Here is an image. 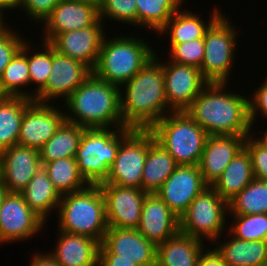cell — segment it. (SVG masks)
Masks as SVG:
<instances>
[{"label": "cell", "instance_id": "1", "mask_svg": "<svg viewBox=\"0 0 267 266\" xmlns=\"http://www.w3.org/2000/svg\"><path fill=\"white\" fill-rule=\"evenodd\" d=\"M157 56L156 52L132 79L120 87V108L125 127L150 130L172 112L165 95L162 60Z\"/></svg>", "mask_w": 267, "mask_h": 266}, {"label": "cell", "instance_id": "2", "mask_svg": "<svg viewBox=\"0 0 267 266\" xmlns=\"http://www.w3.org/2000/svg\"><path fill=\"white\" fill-rule=\"evenodd\" d=\"M227 83H208L185 110L209 136L252 134L248 97L226 91Z\"/></svg>", "mask_w": 267, "mask_h": 266}, {"label": "cell", "instance_id": "3", "mask_svg": "<svg viewBox=\"0 0 267 266\" xmlns=\"http://www.w3.org/2000/svg\"><path fill=\"white\" fill-rule=\"evenodd\" d=\"M63 103L65 120L70 123L84 128L125 127L120 108V87L97 78L93 73Z\"/></svg>", "mask_w": 267, "mask_h": 266}, {"label": "cell", "instance_id": "4", "mask_svg": "<svg viewBox=\"0 0 267 266\" xmlns=\"http://www.w3.org/2000/svg\"><path fill=\"white\" fill-rule=\"evenodd\" d=\"M106 37L93 74L118 87L132 79L155 56L151 44L139 36Z\"/></svg>", "mask_w": 267, "mask_h": 266}, {"label": "cell", "instance_id": "5", "mask_svg": "<svg viewBox=\"0 0 267 266\" xmlns=\"http://www.w3.org/2000/svg\"><path fill=\"white\" fill-rule=\"evenodd\" d=\"M58 229L90 237L100 244L108 230L104 198L99 185L61 196Z\"/></svg>", "mask_w": 267, "mask_h": 266}, {"label": "cell", "instance_id": "6", "mask_svg": "<svg viewBox=\"0 0 267 266\" xmlns=\"http://www.w3.org/2000/svg\"><path fill=\"white\" fill-rule=\"evenodd\" d=\"M129 127L85 128L75 160L79 172L90 185L104 182L110 173L121 142L133 131Z\"/></svg>", "mask_w": 267, "mask_h": 266}, {"label": "cell", "instance_id": "7", "mask_svg": "<svg viewBox=\"0 0 267 266\" xmlns=\"http://www.w3.org/2000/svg\"><path fill=\"white\" fill-rule=\"evenodd\" d=\"M150 131L178 165H198L209 136L186 111L166 114Z\"/></svg>", "mask_w": 267, "mask_h": 266}, {"label": "cell", "instance_id": "8", "mask_svg": "<svg viewBox=\"0 0 267 266\" xmlns=\"http://www.w3.org/2000/svg\"><path fill=\"white\" fill-rule=\"evenodd\" d=\"M228 17L221 14L204 35V58L200 67L208 83H228L233 69L237 30Z\"/></svg>", "mask_w": 267, "mask_h": 266}, {"label": "cell", "instance_id": "9", "mask_svg": "<svg viewBox=\"0 0 267 266\" xmlns=\"http://www.w3.org/2000/svg\"><path fill=\"white\" fill-rule=\"evenodd\" d=\"M228 212V203L208 185L179 218L180 232L211 243L220 240L225 231L223 229L226 227Z\"/></svg>", "mask_w": 267, "mask_h": 266}, {"label": "cell", "instance_id": "10", "mask_svg": "<svg viewBox=\"0 0 267 266\" xmlns=\"http://www.w3.org/2000/svg\"><path fill=\"white\" fill-rule=\"evenodd\" d=\"M154 139L150 130L134 129L121 142L109 176L102 183L141 189L145 160Z\"/></svg>", "mask_w": 267, "mask_h": 266}, {"label": "cell", "instance_id": "11", "mask_svg": "<svg viewBox=\"0 0 267 266\" xmlns=\"http://www.w3.org/2000/svg\"><path fill=\"white\" fill-rule=\"evenodd\" d=\"M45 224L20 193H8L0 207V244L32 239Z\"/></svg>", "mask_w": 267, "mask_h": 266}, {"label": "cell", "instance_id": "12", "mask_svg": "<svg viewBox=\"0 0 267 266\" xmlns=\"http://www.w3.org/2000/svg\"><path fill=\"white\" fill-rule=\"evenodd\" d=\"M108 227L137 229L148 192L132 187L100 183Z\"/></svg>", "mask_w": 267, "mask_h": 266}, {"label": "cell", "instance_id": "13", "mask_svg": "<svg viewBox=\"0 0 267 266\" xmlns=\"http://www.w3.org/2000/svg\"><path fill=\"white\" fill-rule=\"evenodd\" d=\"M50 71L45 87L35 96L37 102L65 101L93 73L89 66L58 53L53 46Z\"/></svg>", "mask_w": 267, "mask_h": 266}, {"label": "cell", "instance_id": "14", "mask_svg": "<svg viewBox=\"0 0 267 266\" xmlns=\"http://www.w3.org/2000/svg\"><path fill=\"white\" fill-rule=\"evenodd\" d=\"M162 65L168 108L171 111H185L208 82L198 67L172 61H162Z\"/></svg>", "mask_w": 267, "mask_h": 266}, {"label": "cell", "instance_id": "15", "mask_svg": "<svg viewBox=\"0 0 267 266\" xmlns=\"http://www.w3.org/2000/svg\"><path fill=\"white\" fill-rule=\"evenodd\" d=\"M51 103L32 101L24 111L18 145L40 149L65 121V111ZM62 109V110H61Z\"/></svg>", "mask_w": 267, "mask_h": 266}, {"label": "cell", "instance_id": "16", "mask_svg": "<svg viewBox=\"0 0 267 266\" xmlns=\"http://www.w3.org/2000/svg\"><path fill=\"white\" fill-rule=\"evenodd\" d=\"M207 186L198 165H179L155 193L180 218Z\"/></svg>", "mask_w": 267, "mask_h": 266}, {"label": "cell", "instance_id": "17", "mask_svg": "<svg viewBox=\"0 0 267 266\" xmlns=\"http://www.w3.org/2000/svg\"><path fill=\"white\" fill-rule=\"evenodd\" d=\"M102 22L99 19L90 27L59 33L50 44L58 53L81 61L93 70L106 35Z\"/></svg>", "mask_w": 267, "mask_h": 266}, {"label": "cell", "instance_id": "18", "mask_svg": "<svg viewBox=\"0 0 267 266\" xmlns=\"http://www.w3.org/2000/svg\"><path fill=\"white\" fill-rule=\"evenodd\" d=\"M42 167L39 150L13 145L0 152V179L9 193H20Z\"/></svg>", "mask_w": 267, "mask_h": 266}, {"label": "cell", "instance_id": "19", "mask_svg": "<svg viewBox=\"0 0 267 266\" xmlns=\"http://www.w3.org/2000/svg\"><path fill=\"white\" fill-rule=\"evenodd\" d=\"M99 9L77 0H60L43 21V40L51 42L59 33L70 32L94 25L99 20Z\"/></svg>", "mask_w": 267, "mask_h": 266}, {"label": "cell", "instance_id": "20", "mask_svg": "<svg viewBox=\"0 0 267 266\" xmlns=\"http://www.w3.org/2000/svg\"><path fill=\"white\" fill-rule=\"evenodd\" d=\"M137 230L158 246L180 232V220L157 193H147Z\"/></svg>", "mask_w": 267, "mask_h": 266}, {"label": "cell", "instance_id": "21", "mask_svg": "<svg viewBox=\"0 0 267 266\" xmlns=\"http://www.w3.org/2000/svg\"><path fill=\"white\" fill-rule=\"evenodd\" d=\"M116 259L131 260L139 266H156L157 246L137 229L108 227L102 242Z\"/></svg>", "mask_w": 267, "mask_h": 266}, {"label": "cell", "instance_id": "22", "mask_svg": "<svg viewBox=\"0 0 267 266\" xmlns=\"http://www.w3.org/2000/svg\"><path fill=\"white\" fill-rule=\"evenodd\" d=\"M246 137L239 135L208 136L198 164L203 181L212 186L227 165L244 147Z\"/></svg>", "mask_w": 267, "mask_h": 266}, {"label": "cell", "instance_id": "23", "mask_svg": "<svg viewBox=\"0 0 267 266\" xmlns=\"http://www.w3.org/2000/svg\"><path fill=\"white\" fill-rule=\"evenodd\" d=\"M50 253L61 266H98L100 243L90 237L61 230Z\"/></svg>", "mask_w": 267, "mask_h": 266}, {"label": "cell", "instance_id": "24", "mask_svg": "<svg viewBox=\"0 0 267 266\" xmlns=\"http://www.w3.org/2000/svg\"><path fill=\"white\" fill-rule=\"evenodd\" d=\"M204 241L178 232L157 246L156 266H197Z\"/></svg>", "mask_w": 267, "mask_h": 266}, {"label": "cell", "instance_id": "25", "mask_svg": "<svg viewBox=\"0 0 267 266\" xmlns=\"http://www.w3.org/2000/svg\"><path fill=\"white\" fill-rule=\"evenodd\" d=\"M180 8L173 14L167 24L158 32V35H169V44L189 42L197 38H204L206 30L222 14L220 9L214 7L209 20H202L199 13ZM160 33V34H159Z\"/></svg>", "mask_w": 267, "mask_h": 266}, {"label": "cell", "instance_id": "26", "mask_svg": "<svg viewBox=\"0 0 267 266\" xmlns=\"http://www.w3.org/2000/svg\"><path fill=\"white\" fill-rule=\"evenodd\" d=\"M216 240L217 252L228 266H267V241H247L234 237Z\"/></svg>", "mask_w": 267, "mask_h": 266}, {"label": "cell", "instance_id": "27", "mask_svg": "<svg viewBox=\"0 0 267 266\" xmlns=\"http://www.w3.org/2000/svg\"><path fill=\"white\" fill-rule=\"evenodd\" d=\"M253 179L251 157L248 150L243 147L227 165L212 187L223 200L229 203Z\"/></svg>", "mask_w": 267, "mask_h": 266}, {"label": "cell", "instance_id": "28", "mask_svg": "<svg viewBox=\"0 0 267 266\" xmlns=\"http://www.w3.org/2000/svg\"><path fill=\"white\" fill-rule=\"evenodd\" d=\"M26 204L45 222L51 211L58 210L61 195L49 180L46 170L42 167L36 172L27 186L20 192Z\"/></svg>", "mask_w": 267, "mask_h": 266}, {"label": "cell", "instance_id": "29", "mask_svg": "<svg viewBox=\"0 0 267 266\" xmlns=\"http://www.w3.org/2000/svg\"><path fill=\"white\" fill-rule=\"evenodd\" d=\"M178 166L168 151L154 139L145 160L141 189L155 193Z\"/></svg>", "mask_w": 267, "mask_h": 266}, {"label": "cell", "instance_id": "30", "mask_svg": "<svg viewBox=\"0 0 267 266\" xmlns=\"http://www.w3.org/2000/svg\"><path fill=\"white\" fill-rule=\"evenodd\" d=\"M84 127L64 121L39 149L41 165L59 158H75Z\"/></svg>", "mask_w": 267, "mask_h": 266}, {"label": "cell", "instance_id": "31", "mask_svg": "<svg viewBox=\"0 0 267 266\" xmlns=\"http://www.w3.org/2000/svg\"><path fill=\"white\" fill-rule=\"evenodd\" d=\"M30 85L29 66L27 59V41L7 64L0 77L2 92L9 97H24L34 100V92L23 89ZM23 87V88H22Z\"/></svg>", "mask_w": 267, "mask_h": 266}, {"label": "cell", "instance_id": "32", "mask_svg": "<svg viewBox=\"0 0 267 266\" xmlns=\"http://www.w3.org/2000/svg\"><path fill=\"white\" fill-rule=\"evenodd\" d=\"M32 101L9 96L0 101V152L17 145L24 111Z\"/></svg>", "mask_w": 267, "mask_h": 266}, {"label": "cell", "instance_id": "33", "mask_svg": "<svg viewBox=\"0 0 267 266\" xmlns=\"http://www.w3.org/2000/svg\"><path fill=\"white\" fill-rule=\"evenodd\" d=\"M42 166L61 196L78 192L90 185L79 172L75 158H59Z\"/></svg>", "mask_w": 267, "mask_h": 266}, {"label": "cell", "instance_id": "34", "mask_svg": "<svg viewBox=\"0 0 267 266\" xmlns=\"http://www.w3.org/2000/svg\"><path fill=\"white\" fill-rule=\"evenodd\" d=\"M184 0H136L137 26L158 32L167 24Z\"/></svg>", "mask_w": 267, "mask_h": 266}, {"label": "cell", "instance_id": "35", "mask_svg": "<svg viewBox=\"0 0 267 266\" xmlns=\"http://www.w3.org/2000/svg\"><path fill=\"white\" fill-rule=\"evenodd\" d=\"M229 214H267V181L253 179L229 203Z\"/></svg>", "mask_w": 267, "mask_h": 266}, {"label": "cell", "instance_id": "36", "mask_svg": "<svg viewBox=\"0 0 267 266\" xmlns=\"http://www.w3.org/2000/svg\"><path fill=\"white\" fill-rule=\"evenodd\" d=\"M41 49L34 52L30 49L31 46L27 42V59L29 66V78L30 84L37 85L34 89V101L35 96L45 87L47 83L48 76L50 75L52 67V45L49 42L42 41ZM43 47V49H42ZM32 53V54H31Z\"/></svg>", "mask_w": 267, "mask_h": 266}, {"label": "cell", "instance_id": "37", "mask_svg": "<svg viewBox=\"0 0 267 266\" xmlns=\"http://www.w3.org/2000/svg\"><path fill=\"white\" fill-rule=\"evenodd\" d=\"M234 220L228 229L234 237L247 241H267V214H230Z\"/></svg>", "mask_w": 267, "mask_h": 266}, {"label": "cell", "instance_id": "38", "mask_svg": "<svg viewBox=\"0 0 267 266\" xmlns=\"http://www.w3.org/2000/svg\"><path fill=\"white\" fill-rule=\"evenodd\" d=\"M99 18L137 26L136 0H104L99 8ZM104 19V20H103Z\"/></svg>", "mask_w": 267, "mask_h": 266}, {"label": "cell", "instance_id": "39", "mask_svg": "<svg viewBox=\"0 0 267 266\" xmlns=\"http://www.w3.org/2000/svg\"><path fill=\"white\" fill-rule=\"evenodd\" d=\"M169 58L172 62L200 68L204 58V38L189 42L169 44Z\"/></svg>", "mask_w": 267, "mask_h": 266}, {"label": "cell", "instance_id": "40", "mask_svg": "<svg viewBox=\"0 0 267 266\" xmlns=\"http://www.w3.org/2000/svg\"><path fill=\"white\" fill-rule=\"evenodd\" d=\"M252 134L246 137L244 147L248 150L251 161L254 178L267 181V148L261 145Z\"/></svg>", "mask_w": 267, "mask_h": 266}, {"label": "cell", "instance_id": "41", "mask_svg": "<svg viewBox=\"0 0 267 266\" xmlns=\"http://www.w3.org/2000/svg\"><path fill=\"white\" fill-rule=\"evenodd\" d=\"M13 27L0 35V77L4 72L7 64L12 60L15 54L21 49L24 43V37L17 34Z\"/></svg>", "mask_w": 267, "mask_h": 266}, {"label": "cell", "instance_id": "42", "mask_svg": "<svg viewBox=\"0 0 267 266\" xmlns=\"http://www.w3.org/2000/svg\"><path fill=\"white\" fill-rule=\"evenodd\" d=\"M60 0H18V7L25 11L30 19L39 22L40 25L50 15Z\"/></svg>", "mask_w": 267, "mask_h": 266}, {"label": "cell", "instance_id": "43", "mask_svg": "<svg viewBox=\"0 0 267 266\" xmlns=\"http://www.w3.org/2000/svg\"><path fill=\"white\" fill-rule=\"evenodd\" d=\"M264 81L257 90L255 89L253 95L251 94V98H248L249 119L252 129H254L257 114L262 115L267 120V76Z\"/></svg>", "mask_w": 267, "mask_h": 266}, {"label": "cell", "instance_id": "44", "mask_svg": "<svg viewBox=\"0 0 267 266\" xmlns=\"http://www.w3.org/2000/svg\"><path fill=\"white\" fill-rule=\"evenodd\" d=\"M98 266H139L126 259H116V254H113L103 243L99 246V261Z\"/></svg>", "mask_w": 267, "mask_h": 266}, {"label": "cell", "instance_id": "45", "mask_svg": "<svg viewBox=\"0 0 267 266\" xmlns=\"http://www.w3.org/2000/svg\"><path fill=\"white\" fill-rule=\"evenodd\" d=\"M206 249L201 253L197 266H228L215 248L212 250V247H206Z\"/></svg>", "mask_w": 267, "mask_h": 266}, {"label": "cell", "instance_id": "46", "mask_svg": "<svg viewBox=\"0 0 267 266\" xmlns=\"http://www.w3.org/2000/svg\"><path fill=\"white\" fill-rule=\"evenodd\" d=\"M31 259L29 266H61L49 251L48 253L38 251Z\"/></svg>", "mask_w": 267, "mask_h": 266}, {"label": "cell", "instance_id": "47", "mask_svg": "<svg viewBox=\"0 0 267 266\" xmlns=\"http://www.w3.org/2000/svg\"><path fill=\"white\" fill-rule=\"evenodd\" d=\"M18 0H0V9L3 11L17 9Z\"/></svg>", "mask_w": 267, "mask_h": 266}, {"label": "cell", "instance_id": "48", "mask_svg": "<svg viewBox=\"0 0 267 266\" xmlns=\"http://www.w3.org/2000/svg\"><path fill=\"white\" fill-rule=\"evenodd\" d=\"M4 11L0 9V35L5 33L10 27L7 23H5V19H3ZM7 25V26H6Z\"/></svg>", "mask_w": 267, "mask_h": 266}, {"label": "cell", "instance_id": "49", "mask_svg": "<svg viewBox=\"0 0 267 266\" xmlns=\"http://www.w3.org/2000/svg\"><path fill=\"white\" fill-rule=\"evenodd\" d=\"M7 187L5 186L4 182L0 179V207L3 203L4 198L8 195Z\"/></svg>", "mask_w": 267, "mask_h": 266}, {"label": "cell", "instance_id": "50", "mask_svg": "<svg viewBox=\"0 0 267 266\" xmlns=\"http://www.w3.org/2000/svg\"><path fill=\"white\" fill-rule=\"evenodd\" d=\"M266 132H262V136H258V137H255L256 135V132L255 134L253 135L254 138L261 144L263 145L265 148H267V128L265 129Z\"/></svg>", "mask_w": 267, "mask_h": 266}, {"label": "cell", "instance_id": "51", "mask_svg": "<svg viewBox=\"0 0 267 266\" xmlns=\"http://www.w3.org/2000/svg\"><path fill=\"white\" fill-rule=\"evenodd\" d=\"M77 1L92 4V5L96 6L98 9L102 6V4L104 2V0H77Z\"/></svg>", "mask_w": 267, "mask_h": 266}, {"label": "cell", "instance_id": "52", "mask_svg": "<svg viewBox=\"0 0 267 266\" xmlns=\"http://www.w3.org/2000/svg\"><path fill=\"white\" fill-rule=\"evenodd\" d=\"M5 97L6 95L2 92V89L0 87V101H2Z\"/></svg>", "mask_w": 267, "mask_h": 266}]
</instances>
